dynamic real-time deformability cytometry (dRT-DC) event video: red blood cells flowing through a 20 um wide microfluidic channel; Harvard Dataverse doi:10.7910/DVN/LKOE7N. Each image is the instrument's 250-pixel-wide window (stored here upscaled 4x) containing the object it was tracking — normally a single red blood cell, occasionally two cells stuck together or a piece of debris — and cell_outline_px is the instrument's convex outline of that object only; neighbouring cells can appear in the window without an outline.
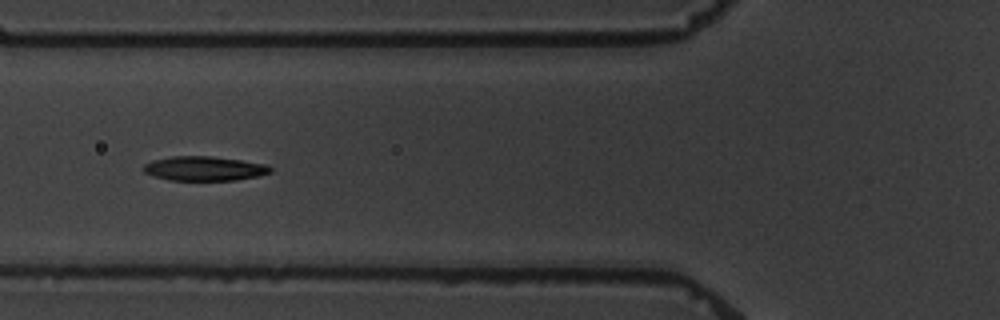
{"species": "common noctule bat (a hibernating species)", "species_latin": "Nyctalus noctula", "temperature_condition": "warm", "stored_images_in_passage": 9, "camera_frame_rate_fps": 3000, "um_per_image_px": 0.085, "animal": {"sex": "male", "body_mass_g": 19.5, "forearm_length_mm": 54.6}, "frame": {"image": 1, "passage_image": 6, "time_ms": 5.667, "image_size_px": [1000, 320], "cell_outline_px": [[272, 172], [260, 176], [236, 180], [168, 180], [152, 176], [144, 172], [144, 164], [152, 160], [172, 156], [212, 156], [268, 164], [272, 168]], "centroid_in_image_um": [17.39, 14.32], "position_along_channel_um": 108.4, "area_um2": 18.21}}
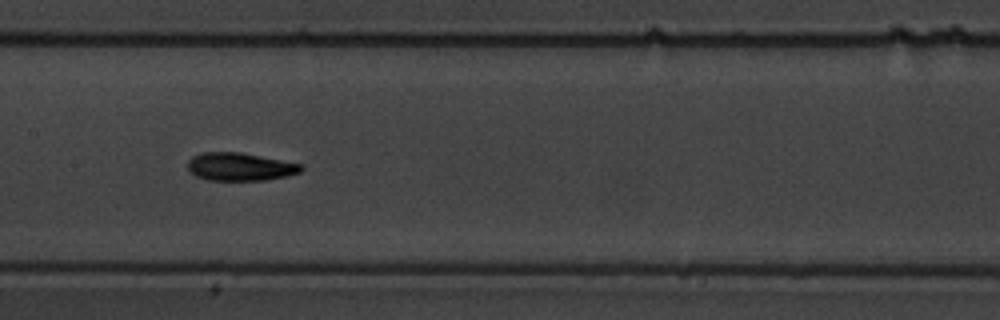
{"frame": {"image": 2, "passage_image": 8, "time_ms": 8.0, "image_size_px": [1000, 320], "cell_outline_px": [[304, 168], [300, 172], [288, 176], [268, 180], [208, 180], [196, 176], [188, 168], [188, 160], [192, 156], [200, 152], [240, 152], [304, 164]], "centroid_in_image_um": [20.43, 14.17], "position_along_channel_um": 187.0, "area_um2": 18.67}}
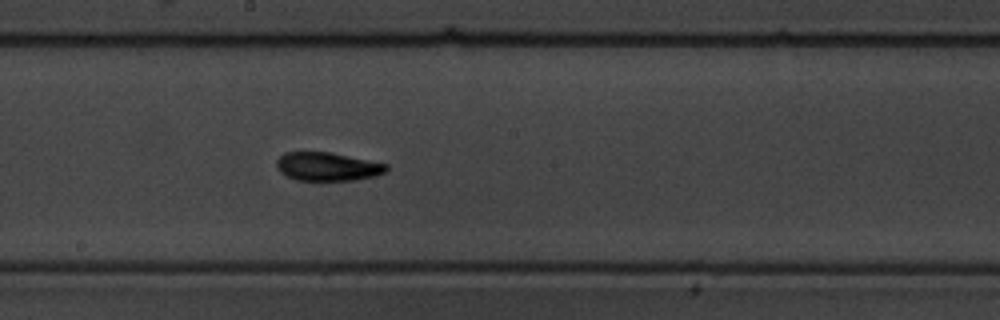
{"frame": {"image": 3, "passage_image": 9, "time_ms": 9.0, "image_size_px": [1000, 320], "cell_outline_px": [[388, 168], [384, 172], [376, 176], [356, 180], [296, 180], [280, 172], [276, 168], [276, 160], [284, 152], [328, 152], [388, 164]], "centroid_in_image_um": [27.81, 14.16], "position_along_channel_um": 220.4, "area_um2": 18.15}}